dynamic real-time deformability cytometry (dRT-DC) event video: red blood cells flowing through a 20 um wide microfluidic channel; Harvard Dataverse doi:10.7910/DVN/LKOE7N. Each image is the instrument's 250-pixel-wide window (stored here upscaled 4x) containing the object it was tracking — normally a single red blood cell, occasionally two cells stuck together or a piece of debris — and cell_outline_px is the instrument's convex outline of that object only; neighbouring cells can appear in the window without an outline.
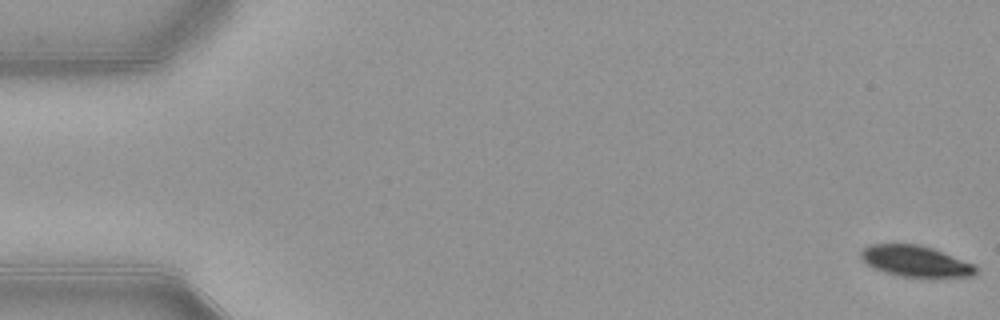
{"species": "common noctule bat (a hibernating species)", "species_latin": "Nyctalus noctula", "temperature_condition": "warm", "stored_images_in_passage": 54, "camera_frame_rate_fps": 3000, "um_per_image_px": 0.085, "animal": {"sex": "female", "body_mass_g": 21.9}, "frame": {"image": 1, "passage_image": 1, "time_ms": 0.0, "image_size_px": [1000, 320], "cell_outline_px": [[976, 272], [972, 276], [904, 276], [888, 272], [876, 268], [868, 264], [860, 256], [860, 252], [864, 248], [872, 244], [920, 244], [944, 252], [972, 264], [976, 268]], "centroid_in_image_um": [77.81, 22.17], "position_along_channel_um": 7.2, "area_um2": 20.06}}
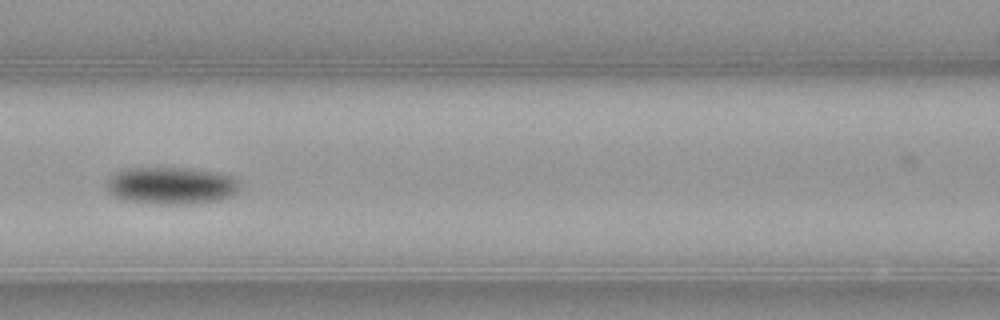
{"frame": {"image": 2, "passage_image": 24, "time_ms": 7.667, "image_size_px": [1000, 320], "cell_outline_px": [[240, 184], [236, 192], [232, 196], [220, 200], [184, 204], [156, 204], [124, 200], [108, 192], [108, 180], [116, 172], [128, 168], [192, 168], [216, 172], [232, 176]], "centroid_in_image_um": [14.58, 15.78], "position_along_channel_um": 152.0, "area_um2": 28.78}}
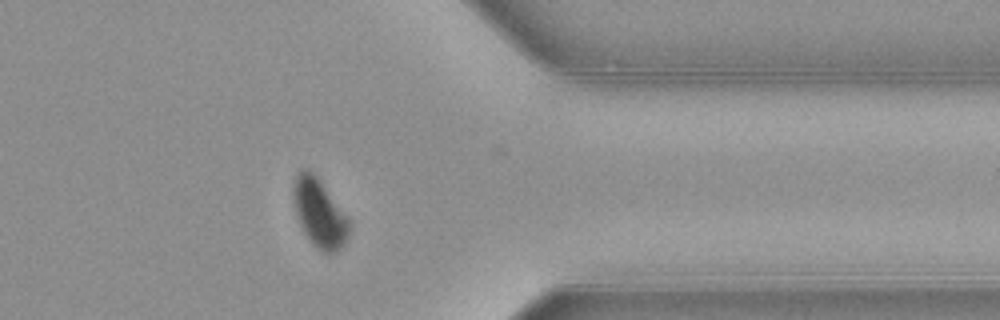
{"frame": {"image": 3, "passage_image": 43, "time_ms": 14.0, "image_size_px": [1000, 320], "cell_outline_px": [[352, 220], [348, 236], [344, 244], [336, 252], [324, 252], [316, 248], [308, 240], [300, 224], [296, 212], [292, 196], [292, 184], [300, 168], [304, 168], [312, 172], [320, 180]], "centroid_in_image_um": [27.16, 18.1], "position_along_channel_um": 384.2, "area_um2": 22.6}, "authors_computed_cell_mechanics": {"area_um2": 25.0274, "velocity_mm_per_s": 3.8794, "shape_relaxation_time_tau1_ms": 2.5035, "shape_relaxation_time_tau2_ms": null, "deformation_change_tau1": 0.1322, "deformation_change_tau2": null}}